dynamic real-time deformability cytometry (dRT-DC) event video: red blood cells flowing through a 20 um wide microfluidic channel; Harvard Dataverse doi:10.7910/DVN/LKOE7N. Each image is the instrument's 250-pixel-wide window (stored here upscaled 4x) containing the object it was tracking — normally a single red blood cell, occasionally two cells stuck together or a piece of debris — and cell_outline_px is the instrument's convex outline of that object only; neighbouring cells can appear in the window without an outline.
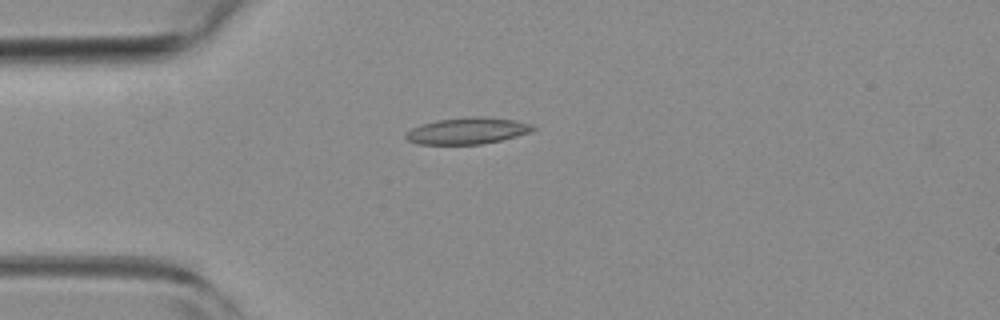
{"species": "common noctule bat (a hibernating species)", "species_latin": "Nyctalus noctula", "temperature_condition": "room temperature", "stored_images_in_passage": 3, "camera_frame_rate_fps": 3000, "um_per_image_px": 0.085, "animal": {"sex": "female", "body_mass_g": 19.3, "forearm_length_mm": 54.1}, "frame": {"image": 1, "passage_image": 3, "time_ms": 0.667, "image_size_px": [1000, 320], "cell_outline_px": [[536, 128], [532, 132], [500, 140], [480, 144], [420, 144], [408, 140], [404, 136], [404, 132], [412, 128], [436, 120], [468, 116], [484, 116], [516, 120], [532, 124]], "centroid_in_image_um": [39.75, 11.1], "position_along_channel_um": 45.3, "area_um2": 19.71}}